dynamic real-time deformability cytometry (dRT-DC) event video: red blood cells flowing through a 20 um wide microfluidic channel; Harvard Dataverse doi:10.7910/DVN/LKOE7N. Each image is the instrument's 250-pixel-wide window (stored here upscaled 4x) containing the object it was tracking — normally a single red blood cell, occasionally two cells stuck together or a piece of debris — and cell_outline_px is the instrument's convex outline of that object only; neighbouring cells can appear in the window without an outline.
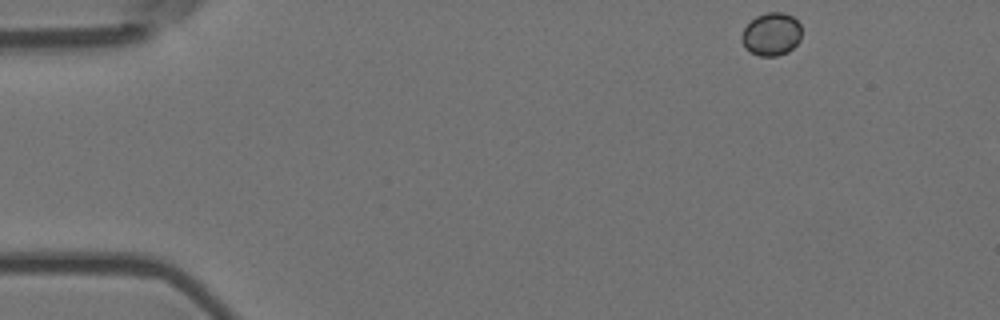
{"species": "Egyptian fruit bat (a non-hibernating species)", "species_latin": "Rousettus aegyptiacus", "temperature_condition": "room temperature", "stored_images_in_passage": 50, "camera_frame_rate_fps": 3000, "um_per_image_px": 0.085, "animal": {"sex": "female"}, "frame": {"image": 1, "passage_image": 1, "time_ms": 0.0, "image_size_px": [1000, 320], "cell_outline_px": [[800, 40], [788, 52], [776, 56], [760, 56], [744, 48], [740, 40], [740, 36], [744, 28], [756, 16], [768, 12], [784, 12], [792, 16], [800, 24]], "centroid_in_image_um": [65.55, 2.91], "position_along_channel_um": 19.5, "area_um2": 15.03}}
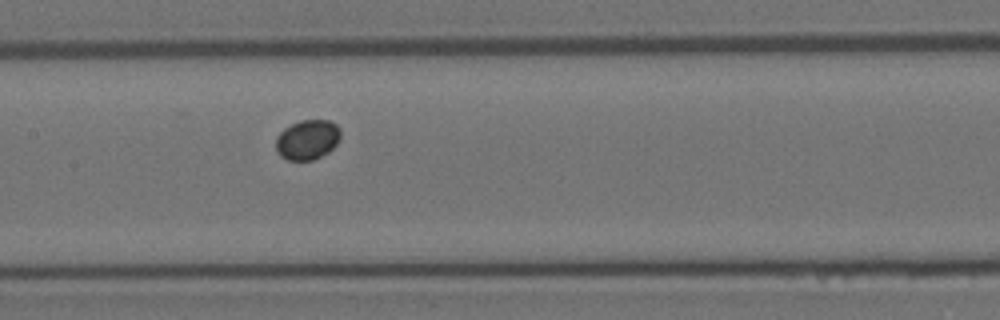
{"frame": {"image": 2, "passage_image": 22, "time_ms": 7.0, "image_size_px": [1000, 320], "cell_outline_px": [[340, 140], [328, 152], [312, 160], [288, 160], [280, 156], [276, 148], [276, 136], [284, 128], [300, 120], [328, 120], [336, 124], [340, 128]], "centroid_in_image_um": [26.13, 11.86], "position_along_channel_um": 181.3, "area_um2": 15.03}}
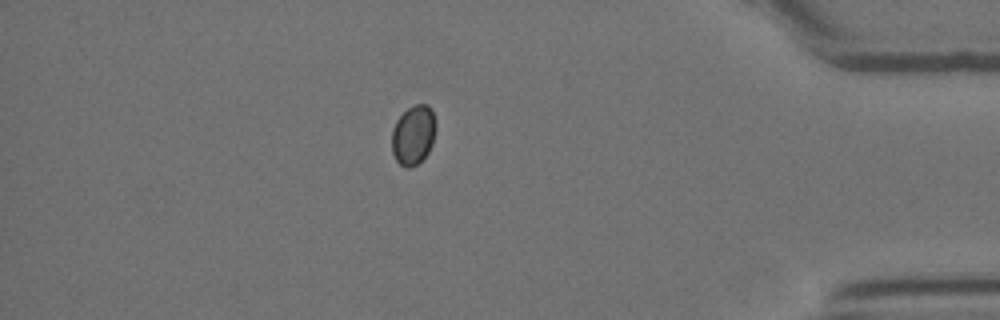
{"frame": {"image": 3, "passage_image": 43, "time_ms": 14.0, "image_size_px": [1000, 320], "cell_outline_px": [[436, 128], [432, 144], [428, 152], [416, 164], [408, 168], [404, 168], [396, 160], [392, 152], [392, 128], [396, 120], [408, 108], [416, 104], [428, 104], [432, 108], [436, 124]], "centroid_in_image_um": [35.14, 11.45], "position_along_channel_um": 400.1, "area_um2": 15.32}}